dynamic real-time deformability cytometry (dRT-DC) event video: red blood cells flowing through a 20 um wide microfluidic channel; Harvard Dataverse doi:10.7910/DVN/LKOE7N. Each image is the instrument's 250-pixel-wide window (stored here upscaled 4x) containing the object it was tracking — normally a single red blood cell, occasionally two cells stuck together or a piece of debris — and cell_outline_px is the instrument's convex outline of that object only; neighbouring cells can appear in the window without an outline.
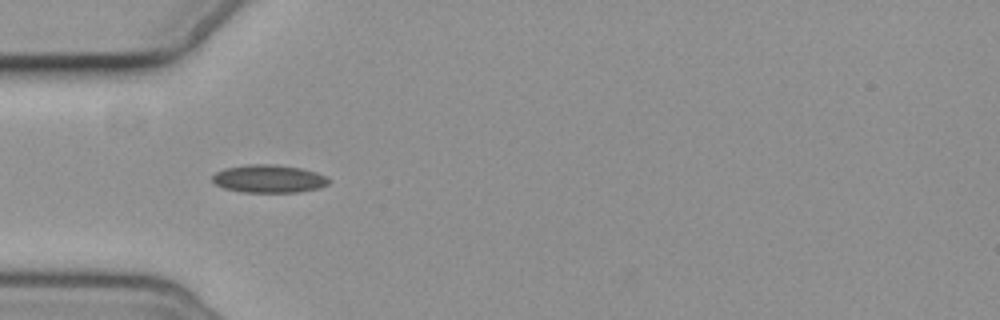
{"species": "common noctule bat (a hibernating species)", "species_latin": "Nyctalus noctula", "temperature_condition": "cold", "stored_images_in_passage": 2, "camera_frame_rate_fps": 3000, "um_per_image_px": 0.085, "animal": {"sex": "female", "body_mass_g": 19.3, "forearm_length_mm": 54.1}, "frame": {"image": 1, "passage_image": 1, "time_ms": 0.0, "image_size_px": [1000, 320], "cell_outline_px": [[332, 180], [328, 184], [320, 188], [296, 192], [244, 192], [224, 188], [216, 184], [212, 180], [212, 176], [216, 172], [224, 168], [248, 164], [276, 164], [300, 168], [316, 172], [328, 176]], "centroid_in_image_um": [22.88, 15.19], "position_along_channel_um": 62.1, "area_um2": 19.07}}
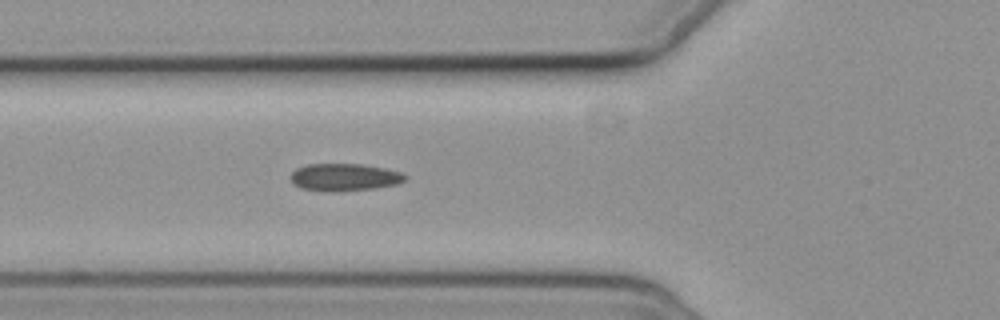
{"frame": {"image": 2, "passage_image": 2, "time_ms": 1.0, "image_size_px": [1000, 320], "cell_outline_px": [[408, 176], [404, 180], [396, 184], [376, 188], [332, 192], [328, 192], [300, 188], [292, 184], [288, 176], [296, 168], [308, 164], [360, 164], [384, 168], [400, 172]], "centroid_in_image_um": [29.21, 15.07], "position_along_channel_um": 96.6, "area_um2": 18.44}}